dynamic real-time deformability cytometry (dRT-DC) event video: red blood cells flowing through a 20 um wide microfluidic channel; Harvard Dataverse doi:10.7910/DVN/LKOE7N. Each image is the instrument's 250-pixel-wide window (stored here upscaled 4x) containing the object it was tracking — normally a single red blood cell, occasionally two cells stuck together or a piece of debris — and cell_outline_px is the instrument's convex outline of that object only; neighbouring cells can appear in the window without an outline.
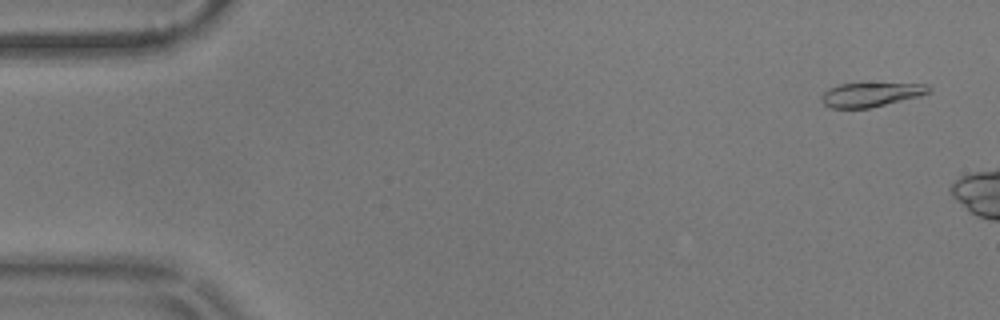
{"species": "common noctule bat (a hibernating species)", "species_latin": "Nyctalus noctula", "temperature_condition": "warm", "stored_images_in_passage": 9, "camera_frame_rate_fps": 3000, "um_per_image_px": 0.085, "animal": {"sex": "male", "body_mass_g": 17.9}, "frame": {"image": 1, "passage_image": 3, "time_ms": 0.667, "image_size_px": [1000, 320], "cell_outline_px": [[932, 88], [928, 92], [920, 96], [868, 108], [832, 108], [824, 104], [820, 96], [828, 88], [840, 84], [860, 80], [928, 84]], "centroid_in_image_um": [74.04, 7.96], "position_along_channel_um": 11.0, "area_um2": 16.07}}